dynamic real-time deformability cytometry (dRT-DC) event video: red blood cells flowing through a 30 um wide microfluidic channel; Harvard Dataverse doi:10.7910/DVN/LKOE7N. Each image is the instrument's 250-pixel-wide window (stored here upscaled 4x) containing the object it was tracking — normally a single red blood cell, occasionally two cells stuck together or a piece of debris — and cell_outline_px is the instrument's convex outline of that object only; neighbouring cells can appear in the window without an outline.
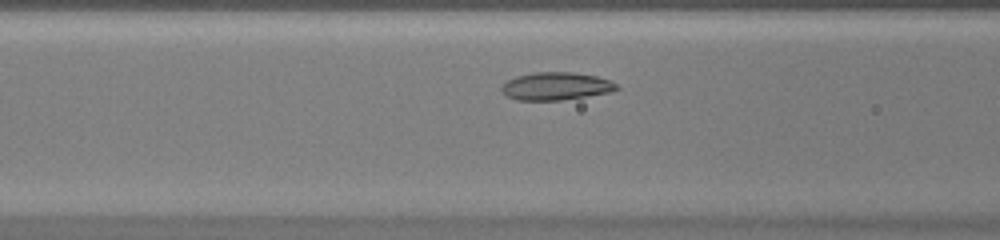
{"species": "common noctule bat (a hibernating species)", "species_latin": "Nyctalus noctula", "temperature_condition": "warm", "stored_images_in_passage": 30, "camera_frame_rate_fps": 3000, "um_per_image_px": 0.085, "animal": {"sex": "female", "body_mass_g": 20.0, "forearm_length_mm": 54.0}, "frame": {"image": 1, "passage_image": 8, "time_ms": 2.333, "image_size_px": [1000, 240], "cell_outline_px": [[620, 88], [608, 92], [560, 100], [516, 100], [508, 96], [500, 88], [508, 80], [516, 76], [532, 72], [572, 72], [596, 76], [608, 80], [616, 84]], "centroid_in_image_um": [47.23, 7.31], "position_along_channel_um": 119.4, "area_um2": 18.32}}
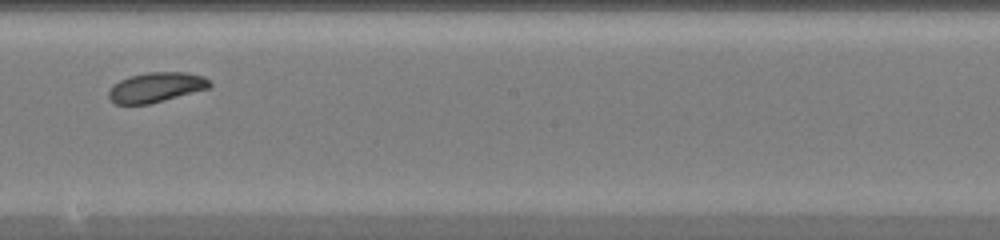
{"frame": {"image": 2, "passage_image": 16, "time_ms": 5.0, "image_size_px": [1000, 240], "cell_outline_px": [[212, 84], [208, 88], [148, 104], [116, 104], [108, 96], [108, 92], [112, 84], [128, 76], [148, 72], [188, 72], [204, 76]], "centroid_in_image_um": [13.24, 7.4], "position_along_channel_um": 235.0, "area_um2": 17.46}}
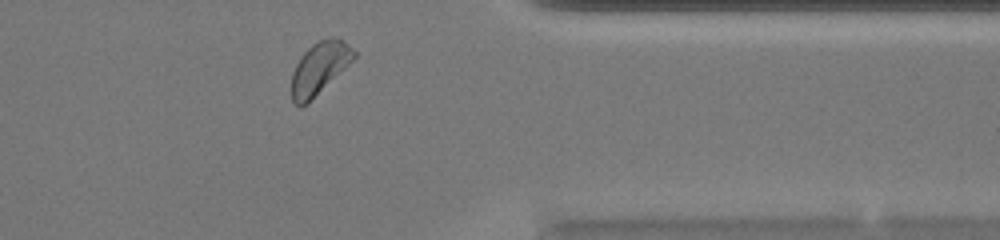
{"frame": {"image": 3, "passage_image": 27, "time_ms": 8.667, "image_size_px": [1000, 240], "cell_outline_px": [[356, 56], [308, 104], [300, 108], [292, 100], [292, 72], [300, 56], [312, 44], [320, 40], [332, 36], [336, 36], [348, 44], [356, 52]], "centroid_in_image_um": [27.13, 5.79], "position_along_channel_um": 384.3, "area_um2": 18.84}}